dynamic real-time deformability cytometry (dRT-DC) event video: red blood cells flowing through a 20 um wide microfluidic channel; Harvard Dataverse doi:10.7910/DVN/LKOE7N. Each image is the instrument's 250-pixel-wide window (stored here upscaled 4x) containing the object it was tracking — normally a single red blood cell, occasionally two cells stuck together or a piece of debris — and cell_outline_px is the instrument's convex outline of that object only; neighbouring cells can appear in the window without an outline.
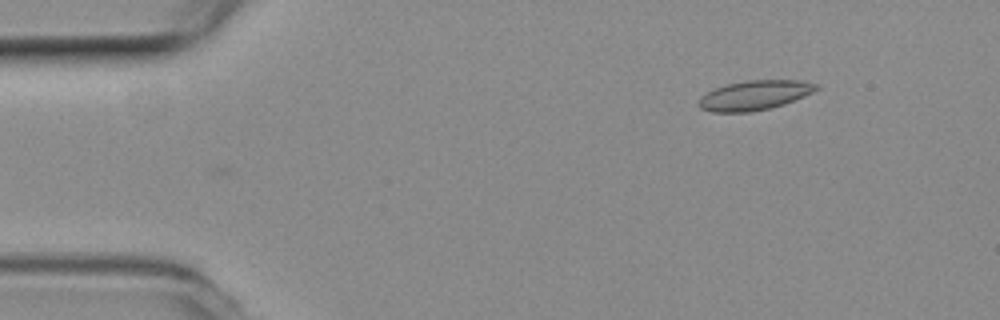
{"species": "common noctule bat (a hibernating species)", "species_latin": "Nyctalus noctula", "temperature_condition": "room temperature", "stored_images_in_passage": 3, "camera_frame_rate_fps": 3000, "um_per_image_px": 0.085, "animal": {"sex": "female", "body_mass_g": 19.3, "forearm_length_mm": 54.1}, "frame": {"image": 1, "passage_image": 2, "time_ms": 0.333, "image_size_px": [1000, 320], "cell_outline_px": [[820, 88], [804, 96], [784, 104], [752, 112], [712, 112], [700, 108], [700, 96], [716, 88], [728, 84], [748, 80], [800, 80], [820, 84]], "centroid_in_image_um": [64.18, 8.09], "position_along_channel_um": 20.8, "area_um2": 20.11}}